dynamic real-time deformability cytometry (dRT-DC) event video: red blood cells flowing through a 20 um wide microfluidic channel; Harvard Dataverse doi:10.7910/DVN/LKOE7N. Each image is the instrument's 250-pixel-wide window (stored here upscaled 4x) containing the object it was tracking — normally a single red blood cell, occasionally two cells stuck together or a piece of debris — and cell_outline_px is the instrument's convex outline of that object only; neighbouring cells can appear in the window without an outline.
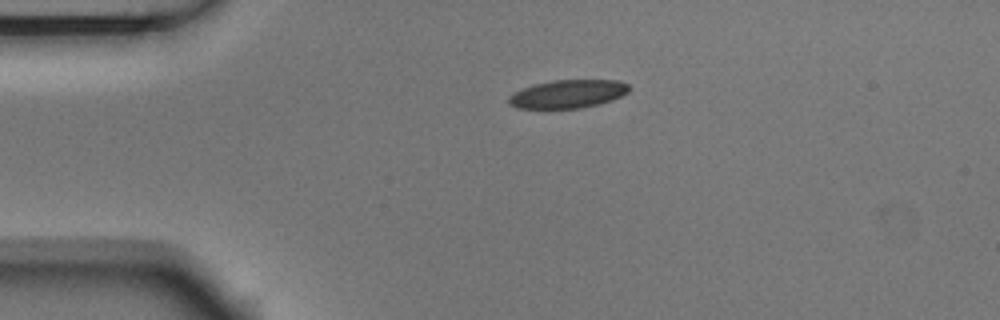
{"species": "Egyptian fruit bat (a non-hibernating species)", "species_latin": "Rousettus aegyptiacus", "temperature_condition": "room temperature", "stored_images_in_passage": 2, "camera_frame_rate_fps": 3000, "um_per_image_px": 0.085, "animal": {"sex": "male"}, "frame": {"image": 1, "passage_image": 1, "time_ms": 0.0, "image_size_px": [1000, 320], "cell_outline_px": [[628, 92], [620, 96], [596, 104], [580, 108], [516, 108], [508, 104], [508, 96], [524, 88], [536, 84], [552, 80], [620, 80], [628, 84]], "centroid_in_image_um": [48.24, 7.98], "position_along_channel_um": 36.8, "area_um2": 19.48}}